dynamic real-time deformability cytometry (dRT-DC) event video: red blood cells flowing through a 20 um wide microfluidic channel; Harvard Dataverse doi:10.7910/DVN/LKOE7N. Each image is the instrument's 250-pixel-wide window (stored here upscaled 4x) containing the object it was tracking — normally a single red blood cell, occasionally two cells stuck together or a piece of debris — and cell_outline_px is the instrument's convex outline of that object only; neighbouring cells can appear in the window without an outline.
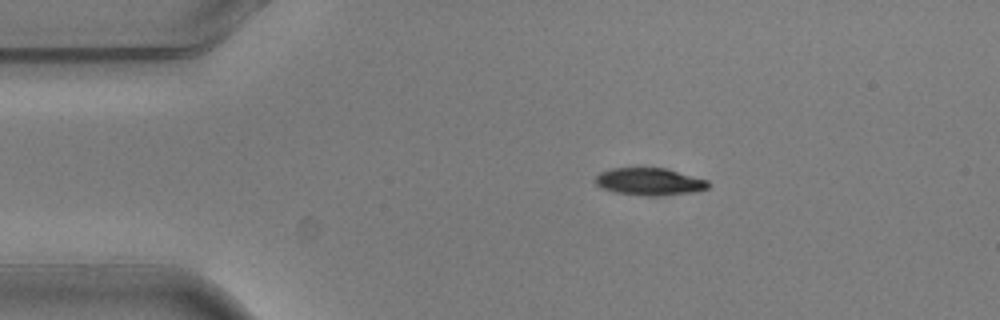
{"species": "common noctule bat (a hibernating species)", "species_latin": "Nyctalus noctula", "temperature_condition": "warm", "stored_images_in_passage": 8, "camera_frame_rate_fps": 3000, "um_per_image_px": 0.085, "animal": {"sex": "male", "body_mass_g": 20.5, "forearm_length_mm": 52.5}, "frame": {"image": 1, "passage_image": 1, "time_ms": 0.0, "image_size_px": [1000, 320], "cell_outline_px": [[712, 184], [708, 188], [696, 192], [656, 196], [644, 196], [616, 192], [600, 188], [592, 180], [600, 172], [612, 168], [668, 168], [708, 180]], "centroid_in_image_um": [55.22, 15.44], "position_along_channel_um": 29.8, "area_um2": 18.32}}
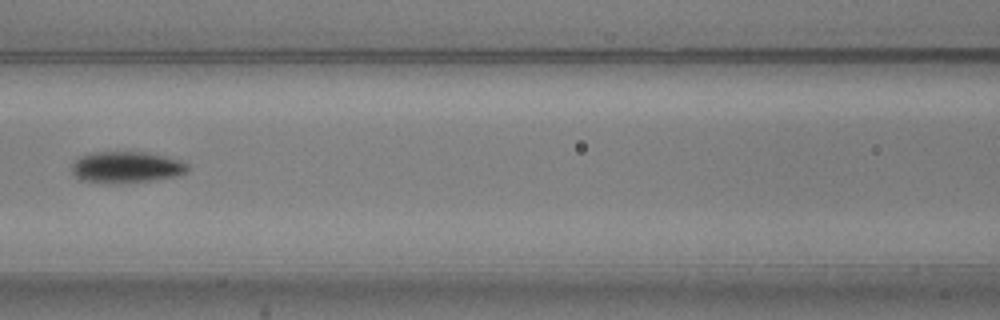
{"frame": {"image": 2, "passage_image": 5, "time_ms": 1.333, "image_size_px": [1000, 320], "cell_outline_px": [[188, 172], [172, 176], [152, 180], [120, 184], [112, 184], [80, 180], [72, 172], [72, 164], [80, 156], [92, 152], [144, 152], [164, 156], [180, 160], [188, 164]], "centroid_in_image_um": [10.71, 14.22], "position_along_channel_um": 155.9, "area_um2": 21.21}}
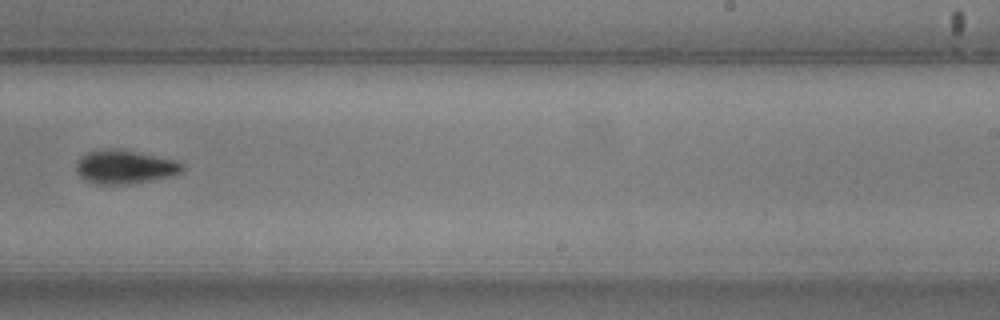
{"frame": {"image": 3, "passage_image": 8, "time_ms": 2.333, "image_size_px": [1000, 320], "cell_outline_px": [[184, 168], [180, 172], [172, 176], [152, 180], [128, 184], [96, 184], [80, 176], [76, 168], [76, 164], [80, 156], [88, 152], [108, 148], [136, 152], [180, 160], [184, 164]], "centroid_in_image_um": [10.65, 14.18], "position_along_channel_um": 278.4, "area_um2": 20.75}}